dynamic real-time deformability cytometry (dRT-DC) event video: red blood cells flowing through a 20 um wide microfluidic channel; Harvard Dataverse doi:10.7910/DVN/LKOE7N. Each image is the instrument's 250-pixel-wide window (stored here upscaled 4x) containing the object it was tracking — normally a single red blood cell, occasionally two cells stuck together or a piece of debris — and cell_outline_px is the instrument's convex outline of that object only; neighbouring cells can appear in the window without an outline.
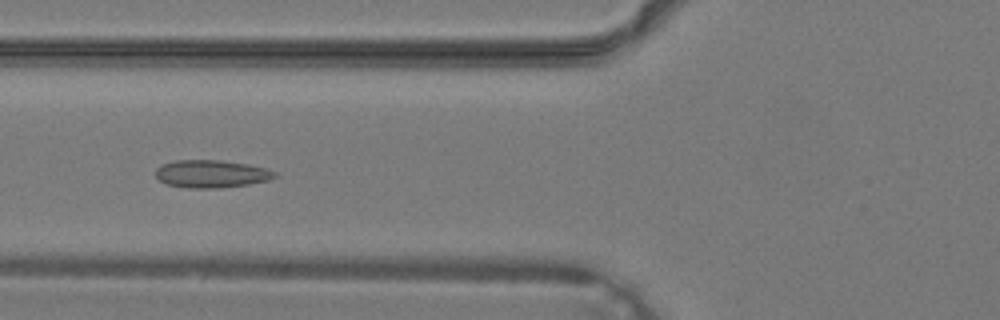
{"species": "common noctule bat (a hibernating species)", "species_latin": "Nyctalus noctula", "temperature_condition": "warm", "stored_images_in_passage": 38, "camera_frame_rate_fps": 3000, "um_per_image_px": 0.085, "animal": {"sex": "male", "body_mass_g": 19.2, "forearm_length_mm": 51.8}, "frame": {"image": 1, "passage_image": 15, "time_ms": 4.667, "image_size_px": [1000, 320], "cell_outline_px": [[276, 176], [268, 180], [248, 184], [220, 188], [188, 188], [168, 184], [160, 180], [156, 176], [156, 168], [160, 164], [176, 160], [220, 160], [248, 164], [264, 168], [276, 172]], "centroid_in_image_um": [17.94, 14.77], "position_along_channel_um": 107.9, "area_um2": 19.13}}
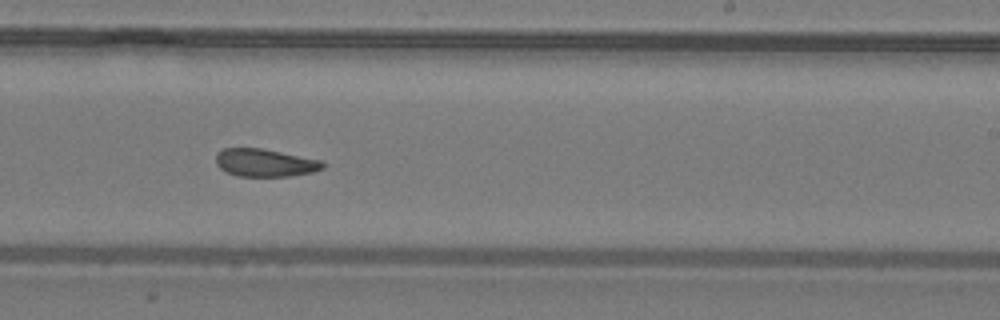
{"frame": {"image": 2, "passage_image": 24, "time_ms": 7.667, "image_size_px": [1000, 320], "cell_outline_px": [[324, 168], [312, 172], [292, 176], [236, 176], [220, 168], [216, 164], [216, 156], [224, 148], [260, 148], [324, 160]], "centroid_in_image_um": [22.56, 13.84], "position_along_channel_um": 266.4, "area_um2": 17.28}}
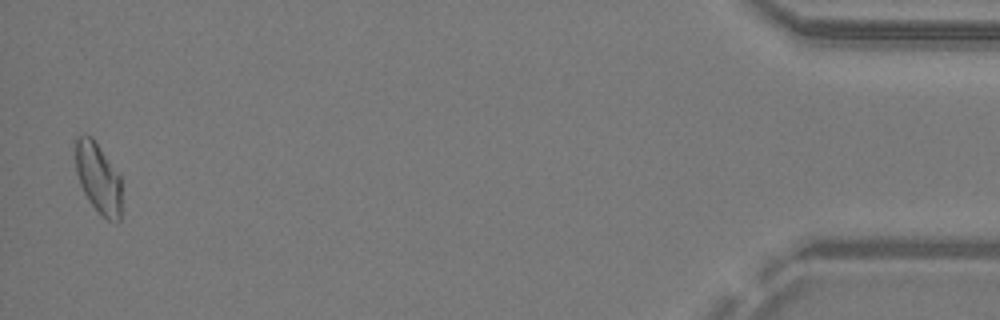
{"frame": {"image": 3, "passage_image": 38, "time_ms": 12.333, "image_size_px": [1000, 320], "cell_outline_px": [[120, 220], [108, 220], [88, 200], [80, 184], [76, 172], [72, 140], [76, 136], [92, 136], [120, 176]], "centroid_in_image_um": [8.28, 15.04], "position_along_channel_um": 426.9, "area_um2": 18.9}}